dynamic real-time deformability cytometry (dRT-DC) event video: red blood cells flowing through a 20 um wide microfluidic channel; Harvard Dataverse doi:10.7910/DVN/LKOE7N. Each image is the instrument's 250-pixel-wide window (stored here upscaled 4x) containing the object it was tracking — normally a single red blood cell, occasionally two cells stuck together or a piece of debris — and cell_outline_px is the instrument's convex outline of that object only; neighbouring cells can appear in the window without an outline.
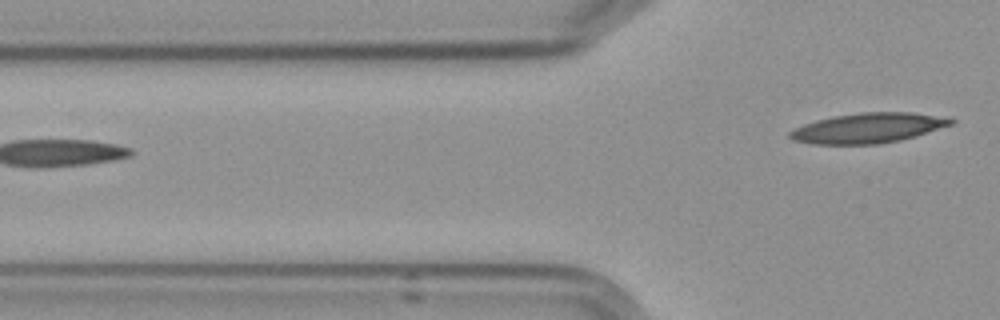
{"species": "Egyptian fruit bat (a non-hibernating species)", "species_latin": "Rousettus aegyptiacus", "temperature_condition": "cold", "stored_images_in_passage": 2, "camera_frame_rate_fps": 3000, "um_per_image_px": 0.085, "frame": {"image": 1, "passage_image": 2, "time_ms": 1.333, "image_size_px": [1000, 320], "cell_outline_px": [[956, 120], [952, 124], [916, 136], [900, 140], [876, 144], [812, 144], [792, 140], [788, 136], [788, 132], [792, 128], [816, 120], [832, 116], [860, 112], [912, 112]], "centroid_in_image_um": [73.7, 10.88], "position_along_channel_um": 52.1, "area_um2": 28.09}}